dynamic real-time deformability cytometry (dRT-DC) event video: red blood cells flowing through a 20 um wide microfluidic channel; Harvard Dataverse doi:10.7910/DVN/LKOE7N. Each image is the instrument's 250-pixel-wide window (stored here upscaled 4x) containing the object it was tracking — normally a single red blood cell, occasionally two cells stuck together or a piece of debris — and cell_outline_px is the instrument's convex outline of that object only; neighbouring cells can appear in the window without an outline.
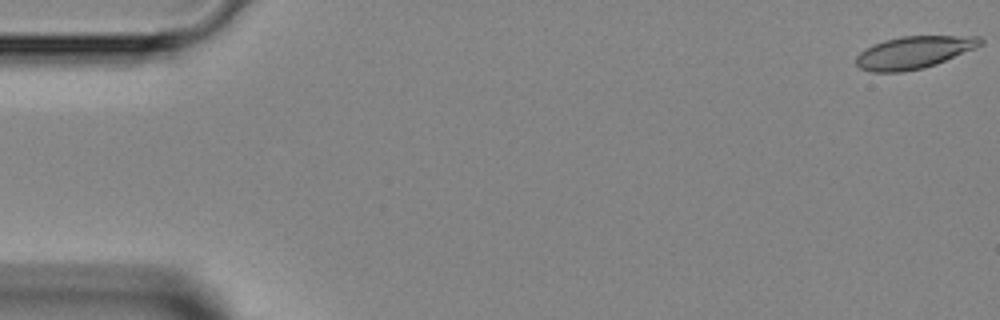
{"species": "Egyptian fruit bat (a non-hibernating species)", "species_latin": "Rousettus aegyptiacus", "temperature_condition": "room temperature", "stored_images_in_passage": 4, "camera_frame_rate_fps": 3000, "um_per_image_px": 0.085, "animal": {"sex": "female"}, "frame": {"image": 1, "passage_image": 1, "time_ms": 0.0, "image_size_px": [1000, 320], "cell_outline_px": [[984, 44], [976, 48], [936, 64], [924, 68], [900, 72], [872, 72], [860, 68], [856, 64], [856, 56], [864, 48], [872, 44], [884, 40], [904, 36], [980, 36], [984, 40]], "centroid_in_image_um": [77.69, 4.45], "position_along_channel_um": 7.3, "area_um2": 23.58}}
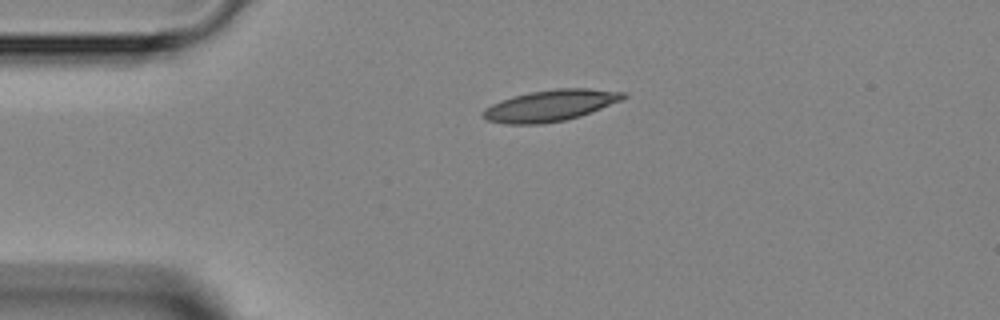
{"frame": {"image": 2, "passage_image": 4, "time_ms": 3.333, "image_size_px": [1000, 320], "cell_outline_px": [[628, 96], [624, 100], [580, 116], [564, 120], [540, 124], [504, 124], [484, 120], [480, 116], [480, 112], [484, 108], [492, 104], [512, 96], [532, 92], [556, 88], [588, 88], [628, 92]], "centroid_in_image_um": [46.78, 8.97], "position_along_channel_um": 38.2, "area_um2": 25.95}}